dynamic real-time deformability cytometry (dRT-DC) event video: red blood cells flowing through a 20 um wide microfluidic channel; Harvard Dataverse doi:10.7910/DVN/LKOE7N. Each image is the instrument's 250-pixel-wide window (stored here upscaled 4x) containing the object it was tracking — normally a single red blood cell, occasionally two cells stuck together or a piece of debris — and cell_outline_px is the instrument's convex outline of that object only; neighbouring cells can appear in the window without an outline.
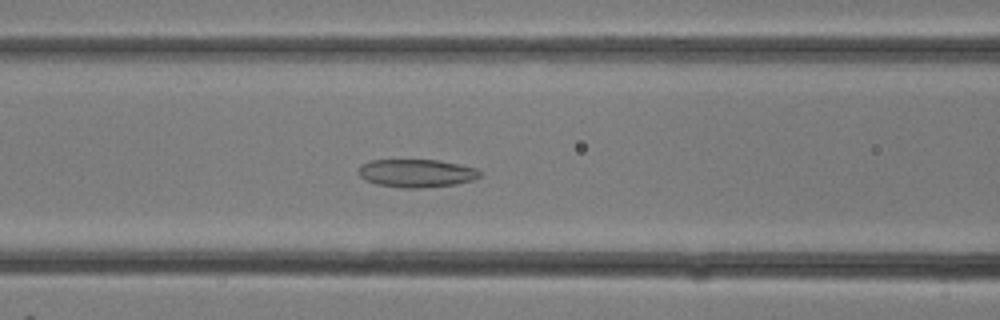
{"species": "common noctule bat (a hibernating species)", "species_latin": "Nyctalus noctula", "temperature_condition": "room temperature", "stored_images_in_passage": 29, "camera_frame_rate_fps": 3000, "um_per_image_px": 0.085, "animal": {"sex": "female"}, "frame": {"image": 1, "passage_image": 12, "time_ms": 3.667, "image_size_px": [1000, 320], "cell_outline_px": [[480, 176], [472, 180], [456, 184], [420, 188], [404, 188], [376, 184], [364, 180], [356, 172], [360, 164], [372, 160], [436, 160], [476, 168], [480, 172]], "centroid_in_image_um": [35.33, 14.72], "position_along_channel_um": 131.3, "area_um2": 19.83}}
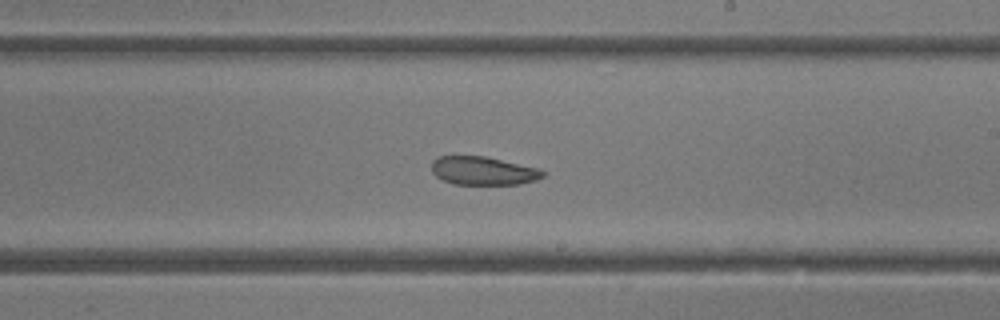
{"frame": {"image": 2, "passage_image": 17, "time_ms": 5.333, "image_size_px": [1000, 320], "cell_outline_px": [[544, 176], [536, 180], [520, 184], [452, 184], [436, 176], [432, 172], [432, 160], [436, 156], [484, 156], [540, 168], [544, 172]], "centroid_in_image_um": [41.06, 14.51], "position_along_channel_um": 247.9, "area_um2": 18.44}}
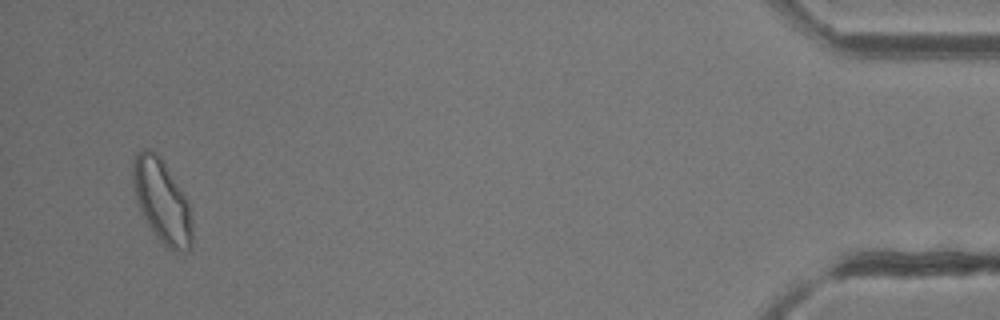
{"frame": {"image": 3, "passage_image": 28, "time_ms": 9.0, "image_size_px": [1000, 320], "cell_outline_px": [[192, 244], [188, 252], [176, 252], [164, 244], [156, 236], [144, 216], [140, 208], [136, 196], [132, 180], [132, 164], [136, 152], [140, 148], [148, 148], [156, 152], [160, 156], [188, 200], [192, 220]], "centroid_in_image_um": [13.78, 17.07], "position_along_channel_um": 421.4, "area_um2": 28.73}}